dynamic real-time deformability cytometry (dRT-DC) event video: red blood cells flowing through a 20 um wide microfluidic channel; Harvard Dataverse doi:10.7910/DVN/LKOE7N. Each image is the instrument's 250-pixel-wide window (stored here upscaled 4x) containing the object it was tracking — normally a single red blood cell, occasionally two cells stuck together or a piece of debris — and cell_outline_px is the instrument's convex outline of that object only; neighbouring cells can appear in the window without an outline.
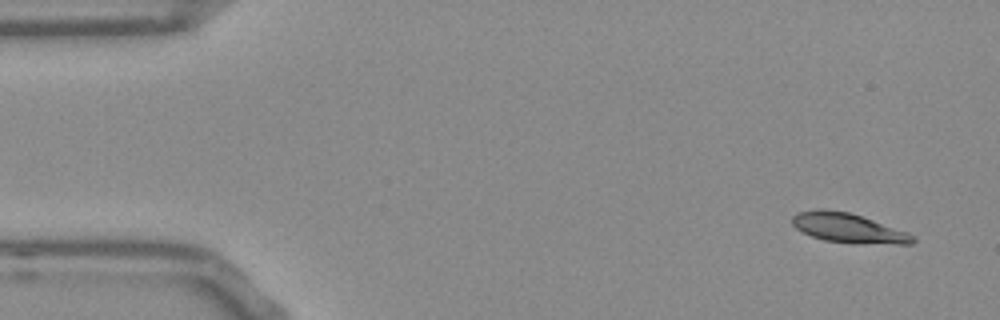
{"species": "Egyptian fruit bat (a non-hibernating species)", "species_latin": "Rousettus aegyptiacus", "temperature_condition": "room temperature", "stored_images_in_passage": 51, "camera_frame_rate_fps": 3000, "um_per_image_px": 0.085, "frame": {"image": 1, "passage_image": 1, "time_ms": 0.0, "image_size_px": [1000, 320], "cell_outline_px": [[916, 240], [912, 244], [896, 244], [824, 240], [812, 236], [796, 228], [792, 224], [792, 216], [796, 212], [820, 208], [824, 208], [848, 212], [908, 232]], "centroid_in_image_um": [72.06, 19.35], "position_along_channel_um": 12.9, "area_um2": 20.17}}
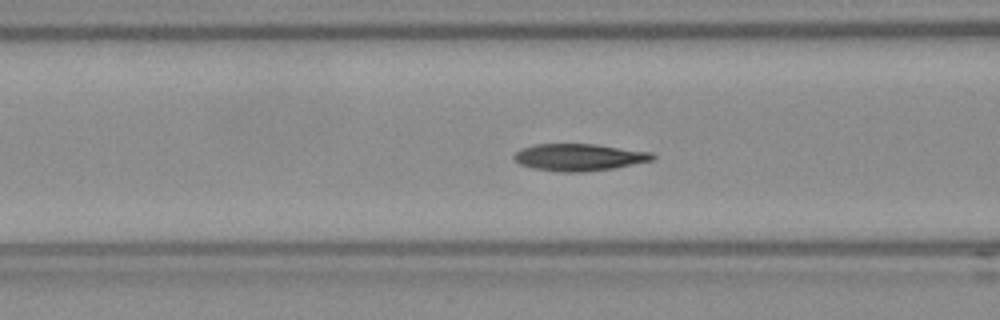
{"frame": {"image": 2, "passage_image": 18, "time_ms": 5.667, "image_size_px": [1000, 320], "cell_outline_px": [[656, 156], [652, 160], [612, 168], [584, 172], [560, 172], [536, 168], [520, 164], [512, 160], [512, 156], [520, 148], [536, 144], [596, 144], [652, 152]], "centroid_in_image_um": [49.19, 13.36], "position_along_channel_um": 117.4, "area_um2": 21.79}}
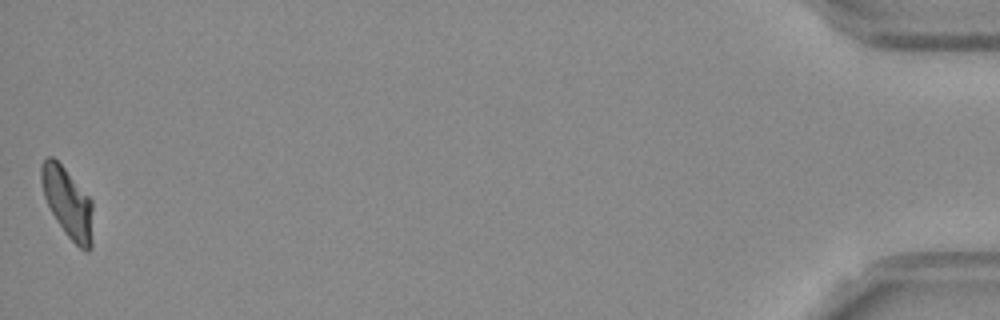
{"frame": {"image": 3, "passage_image": 51, "time_ms": 16.667, "image_size_px": [1000, 320], "cell_outline_px": [[92, 248], [88, 252], [84, 252], [64, 232], [56, 220], [44, 196], [40, 180], [40, 164], [48, 156], [52, 156], [64, 168], [92, 200]], "centroid_in_image_um": [5.75, 17.24], "position_along_channel_um": 429.5, "area_um2": 20.98}, "authors_computed_cell_mechanics": {"area_um2": 21.2704, "velocity_mm_per_s": 3.7579, "shape_relaxation_time_tau1_ms": 3.489, "shape_relaxation_time_tau2_ms": 1.2455, "deformation_change_tau1": 0.1617, "deformation_change_tau2": 0.072}}